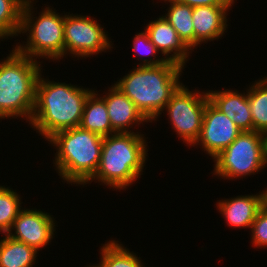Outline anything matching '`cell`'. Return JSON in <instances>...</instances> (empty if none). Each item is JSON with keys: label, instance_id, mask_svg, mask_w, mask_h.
I'll return each instance as SVG.
<instances>
[{"label": "cell", "instance_id": "cell-17", "mask_svg": "<svg viewBox=\"0 0 267 267\" xmlns=\"http://www.w3.org/2000/svg\"><path fill=\"white\" fill-rule=\"evenodd\" d=\"M95 90L85 102L79 127L103 137L114 134L116 132L112 129L106 103Z\"/></svg>", "mask_w": 267, "mask_h": 267}, {"label": "cell", "instance_id": "cell-10", "mask_svg": "<svg viewBox=\"0 0 267 267\" xmlns=\"http://www.w3.org/2000/svg\"><path fill=\"white\" fill-rule=\"evenodd\" d=\"M241 132L234 121L217 109L208 99L201 131L193 147L201 146V149L213 159L230 146Z\"/></svg>", "mask_w": 267, "mask_h": 267}, {"label": "cell", "instance_id": "cell-18", "mask_svg": "<svg viewBox=\"0 0 267 267\" xmlns=\"http://www.w3.org/2000/svg\"><path fill=\"white\" fill-rule=\"evenodd\" d=\"M169 4L166 9L167 13L163 14L164 18L176 30L179 38L193 52L195 49V32L193 27V7L177 2L175 0H160Z\"/></svg>", "mask_w": 267, "mask_h": 267}, {"label": "cell", "instance_id": "cell-7", "mask_svg": "<svg viewBox=\"0 0 267 267\" xmlns=\"http://www.w3.org/2000/svg\"><path fill=\"white\" fill-rule=\"evenodd\" d=\"M213 161L212 175L225 180H243V177L258 174L267 167L265 135L243 131Z\"/></svg>", "mask_w": 267, "mask_h": 267}, {"label": "cell", "instance_id": "cell-21", "mask_svg": "<svg viewBox=\"0 0 267 267\" xmlns=\"http://www.w3.org/2000/svg\"><path fill=\"white\" fill-rule=\"evenodd\" d=\"M248 100L252 114L253 131L267 134V77L255 80L248 87Z\"/></svg>", "mask_w": 267, "mask_h": 267}, {"label": "cell", "instance_id": "cell-28", "mask_svg": "<svg viewBox=\"0 0 267 267\" xmlns=\"http://www.w3.org/2000/svg\"><path fill=\"white\" fill-rule=\"evenodd\" d=\"M265 139H266V157H267V134L265 135Z\"/></svg>", "mask_w": 267, "mask_h": 267}, {"label": "cell", "instance_id": "cell-29", "mask_svg": "<svg viewBox=\"0 0 267 267\" xmlns=\"http://www.w3.org/2000/svg\"><path fill=\"white\" fill-rule=\"evenodd\" d=\"M24 2H34V0H23Z\"/></svg>", "mask_w": 267, "mask_h": 267}, {"label": "cell", "instance_id": "cell-27", "mask_svg": "<svg viewBox=\"0 0 267 267\" xmlns=\"http://www.w3.org/2000/svg\"><path fill=\"white\" fill-rule=\"evenodd\" d=\"M264 205L267 206V188L264 190Z\"/></svg>", "mask_w": 267, "mask_h": 267}, {"label": "cell", "instance_id": "cell-13", "mask_svg": "<svg viewBox=\"0 0 267 267\" xmlns=\"http://www.w3.org/2000/svg\"><path fill=\"white\" fill-rule=\"evenodd\" d=\"M105 95L98 94L106 103L112 129L118 133H141L133 131V125H143L149 121L136 108L135 104L114 84L108 87ZM138 124V125H137ZM132 128V131H131Z\"/></svg>", "mask_w": 267, "mask_h": 267}, {"label": "cell", "instance_id": "cell-8", "mask_svg": "<svg viewBox=\"0 0 267 267\" xmlns=\"http://www.w3.org/2000/svg\"><path fill=\"white\" fill-rule=\"evenodd\" d=\"M184 83L163 109L177 137L190 147L197 141L208 101L207 91L189 90Z\"/></svg>", "mask_w": 267, "mask_h": 267}, {"label": "cell", "instance_id": "cell-12", "mask_svg": "<svg viewBox=\"0 0 267 267\" xmlns=\"http://www.w3.org/2000/svg\"><path fill=\"white\" fill-rule=\"evenodd\" d=\"M146 25L145 32L164 59L185 68L192 51L179 38L176 30L164 16L161 15Z\"/></svg>", "mask_w": 267, "mask_h": 267}, {"label": "cell", "instance_id": "cell-4", "mask_svg": "<svg viewBox=\"0 0 267 267\" xmlns=\"http://www.w3.org/2000/svg\"><path fill=\"white\" fill-rule=\"evenodd\" d=\"M12 49L0 60V119L21 117L30 123L42 64Z\"/></svg>", "mask_w": 267, "mask_h": 267}, {"label": "cell", "instance_id": "cell-3", "mask_svg": "<svg viewBox=\"0 0 267 267\" xmlns=\"http://www.w3.org/2000/svg\"><path fill=\"white\" fill-rule=\"evenodd\" d=\"M142 133H114L103 137L96 173L83 185L100 183L112 190H126L143 174L148 142ZM140 176V177H139Z\"/></svg>", "mask_w": 267, "mask_h": 267}, {"label": "cell", "instance_id": "cell-16", "mask_svg": "<svg viewBox=\"0 0 267 267\" xmlns=\"http://www.w3.org/2000/svg\"><path fill=\"white\" fill-rule=\"evenodd\" d=\"M209 101L226 116H228L236 126L243 131H253L252 114L248 100V88L246 92L238 90H207Z\"/></svg>", "mask_w": 267, "mask_h": 267}, {"label": "cell", "instance_id": "cell-2", "mask_svg": "<svg viewBox=\"0 0 267 267\" xmlns=\"http://www.w3.org/2000/svg\"><path fill=\"white\" fill-rule=\"evenodd\" d=\"M184 69L171 61L157 66H135L114 85L152 123L164 113L171 96L183 84L180 76Z\"/></svg>", "mask_w": 267, "mask_h": 267}, {"label": "cell", "instance_id": "cell-15", "mask_svg": "<svg viewBox=\"0 0 267 267\" xmlns=\"http://www.w3.org/2000/svg\"><path fill=\"white\" fill-rule=\"evenodd\" d=\"M216 204L229 227L249 229L258 211L264 206V190L256 194L218 200Z\"/></svg>", "mask_w": 267, "mask_h": 267}, {"label": "cell", "instance_id": "cell-24", "mask_svg": "<svg viewBox=\"0 0 267 267\" xmlns=\"http://www.w3.org/2000/svg\"><path fill=\"white\" fill-rule=\"evenodd\" d=\"M132 42V50L137 53L136 56L139 57L137 60L140 61V63H137V66H157L166 62L164 57L159 58L157 56L159 52L149 39L145 30L136 33ZM143 55L150 56V58H144ZM152 56L153 58H151Z\"/></svg>", "mask_w": 267, "mask_h": 267}, {"label": "cell", "instance_id": "cell-20", "mask_svg": "<svg viewBox=\"0 0 267 267\" xmlns=\"http://www.w3.org/2000/svg\"><path fill=\"white\" fill-rule=\"evenodd\" d=\"M118 240H109L100 248V262L94 267H145L141 257Z\"/></svg>", "mask_w": 267, "mask_h": 267}, {"label": "cell", "instance_id": "cell-14", "mask_svg": "<svg viewBox=\"0 0 267 267\" xmlns=\"http://www.w3.org/2000/svg\"><path fill=\"white\" fill-rule=\"evenodd\" d=\"M232 6H196L193 7V27L195 49L203 43L221 39L228 28V12Z\"/></svg>", "mask_w": 267, "mask_h": 267}, {"label": "cell", "instance_id": "cell-9", "mask_svg": "<svg viewBox=\"0 0 267 267\" xmlns=\"http://www.w3.org/2000/svg\"><path fill=\"white\" fill-rule=\"evenodd\" d=\"M65 15L64 20V57L70 55L79 58L96 56L102 52H109L113 44L97 19L87 15Z\"/></svg>", "mask_w": 267, "mask_h": 267}, {"label": "cell", "instance_id": "cell-11", "mask_svg": "<svg viewBox=\"0 0 267 267\" xmlns=\"http://www.w3.org/2000/svg\"><path fill=\"white\" fill-rule=\"evenodd\" d=\"M55 221L52 215L41 209L23 208L6 235L26 243L39 252L40 249L51 244V240L55 237Z\"/></svg>", "mask_w": 267, "mask_h": 267}, {"label": "cell", "instance_id": "cell-26", "mask_svg": "<svg viewBox=\"0 0 267 267\" xmlns=\"http://www.w3.org/2000/svg\"><path fill=\"white\" fill-rule=\"evenodd\" d=\"M177 2L187 4L191 7L196 6H232L234 0H175Z\"/></svg>", "mask_w": 267, "mask_h": 267}, {"label": "cell", "instance_id": "cell-19", "mask_svg": "<svg viewBox=\"0 0 267 267\" xmlns=\"http://www.w3.org/2000/svg\"><path fill=\"white\" fill-rule=\"evenodd\" d=\"M2 237L0 238V267H33L35 265L38 251L6 234Z\"/></svg>", "mask_w": 267, "mask_h": 267}, {"label": "cell", "instance_id": "cell-25", "mask_svg": "<svg viewBox=\"0 0 267 267\" xmlns=\"http://www.w3.org/2000/svg\"><path fill=\"white\" fill-rule=\"evenodd\" d=\"M251 242L256 248H267V206L264 205L257 213L250 228Z\"/></svg>", "mask_w": 267, "mask_h": 267}, {"label": "cell", "instance_id": "cell-6", "mask_svg": "<svg viewBox=\"0 0 267 267\" xmlns=\"http://www.w3.org/2000/svg\"><path fill=\"white\" fill-rule=\"evenodd\" d=\"M34 3L36 2H24L19 34L23 36L26 34L27 40L22 44L16 43L17 45L14 48L29 58L35 60L38 58L39 61L41 58L53 60V62L62 60L64 58V20L66 13L64 15L61 13V15L54 7L47 5L48 7H43L36 16Z\"/></svg>", "mask_w": 267, "mask_h": 267}, {"label": "cell", "instance_id": "cell-5", "mask_svg": "<svg viewBox=\"0 0 267 267\" xmlns=\"http://www.w3.org/2000/svg\"><path fill=\"white\" fill-rule=\"evenodd\" d=\"M47 142L56 149L53 164L64 183L84 185L96 173L103 136L75 127L55 133Z\"/></svg>", "mask_w": 267, "mask_h": 267}, {"label": "cell", "instance_id": "cell-1", "mask_svg": "<svg viewBox=\"0 0 267 267\" xmlns=\"http://www.w3.org/2000/svg\"><path fill=\"white\" fill-rule=\"evenodd\" d=\"M42 72L37 80L34 111L28 124L47 141L57 132L79 127L85 102L94 89L50 81L43 78Z\"/></svg>", "mask_w": 267, "mask_h": 267}, {"label": "cell", "instance_id": "cell-22", "mask_svg": "<svg viewBox=\"0 0 267 267\" xmlns=\"http://www.w3.org/2000/svg\"><path fill=\"white\" fill-rule=\"evenodd\" d=\"M23 0H0V40L19 35Z\"/></svg>", "mask_w": 267, "mask_h": 267}, {"label": "cell", "instance_id": "cell-23", "mask_svg": "<svg viewBox=\"0 0 267 267\" xmlns=\"http://www.w3.org/2000/svg\"><path fill=\"white\" fill-rule=\"evenodd\" d=\"M20 194L10 187L0 185V233L7 234L13 221L23 209Z\"/></svg>", "mask_w": 267, "mask_h": 267}]
</instances>
